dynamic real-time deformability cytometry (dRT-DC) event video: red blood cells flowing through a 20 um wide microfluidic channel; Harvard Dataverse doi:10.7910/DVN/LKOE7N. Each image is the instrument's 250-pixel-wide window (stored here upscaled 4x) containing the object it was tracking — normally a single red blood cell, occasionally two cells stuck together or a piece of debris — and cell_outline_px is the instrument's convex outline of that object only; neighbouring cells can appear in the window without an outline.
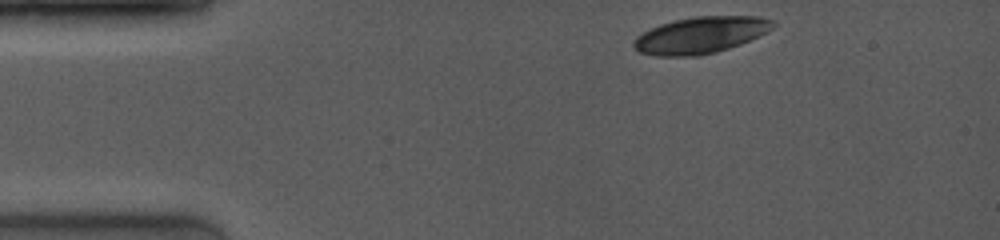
{"species": "common noctule bat (a hibernating species)", "species_latin": "Nyctalus noctula", "temperature_condition": "room temperature", "stored_images_in_passage": 4, "camera_frame_rate_fps": 4000, "um_per_image_px": 0.085, "animal": {"sex": "female", "body_mass_g": 19.0, "forearm_length_mm": 53.3}, "frame": {"image": 1, "passage_image": 1, "time_ms": 0.0, "image_size_px": [1000, 240], "cell_outline_px": [[776, 24], [772, 28], [740, 44], [716, 52], [696, 56], [656, 56], [640, 52], [632, 44], [636, 36], [660, 24], [676, 20], [696, 16], [760, 16], [776, 20]], "centroid_in_image_um": [59.56, 2.98], "position_along_channel_um": 25.4, "area_um2": 29.42}}